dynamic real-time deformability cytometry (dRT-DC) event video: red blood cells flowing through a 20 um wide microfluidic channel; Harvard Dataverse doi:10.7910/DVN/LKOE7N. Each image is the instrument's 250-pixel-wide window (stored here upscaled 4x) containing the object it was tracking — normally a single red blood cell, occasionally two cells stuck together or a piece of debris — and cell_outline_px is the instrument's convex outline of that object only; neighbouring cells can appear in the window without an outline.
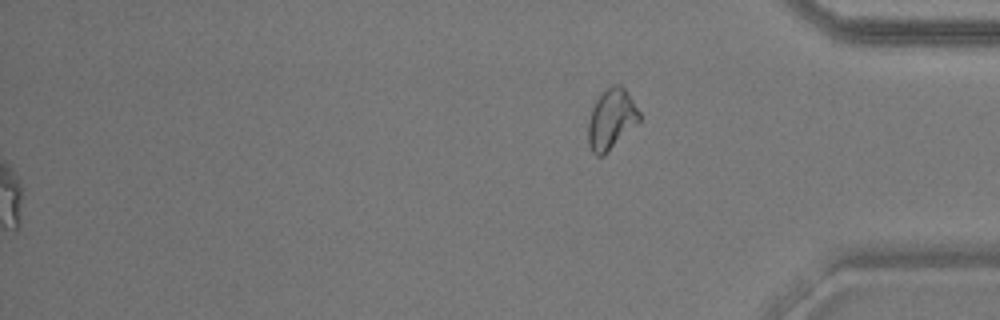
{"species": "common noctule bat (a hibernating species)", "species_latin": "Nyctalus noctula", "temperature_condition": "warm", "stored_images_in_passage": 55, "segment_of_instrument_passage": [2, 2], "camera_frame_rate_fps": 3000, "um_per_image_px": 0.085, "animal": {"sex": "male", "body_mass_g": 17.9}, "frame": {"image": 1, "passage_image": 55, "time_ms": 18.0, "image_size_px": [1000, 320], "cell_outline_px": [[640, 120], [604, 156], [596, 156], [592, 152], [588, 144], [588, 124], [592, 108], [596, 100], [612, 84], [620, 84], [628, 92], [640, 112]], "centroid_in_image_um": [51.96, 10.14], "position_along_channel_um": 383.2, "area_um2": 17.86}}